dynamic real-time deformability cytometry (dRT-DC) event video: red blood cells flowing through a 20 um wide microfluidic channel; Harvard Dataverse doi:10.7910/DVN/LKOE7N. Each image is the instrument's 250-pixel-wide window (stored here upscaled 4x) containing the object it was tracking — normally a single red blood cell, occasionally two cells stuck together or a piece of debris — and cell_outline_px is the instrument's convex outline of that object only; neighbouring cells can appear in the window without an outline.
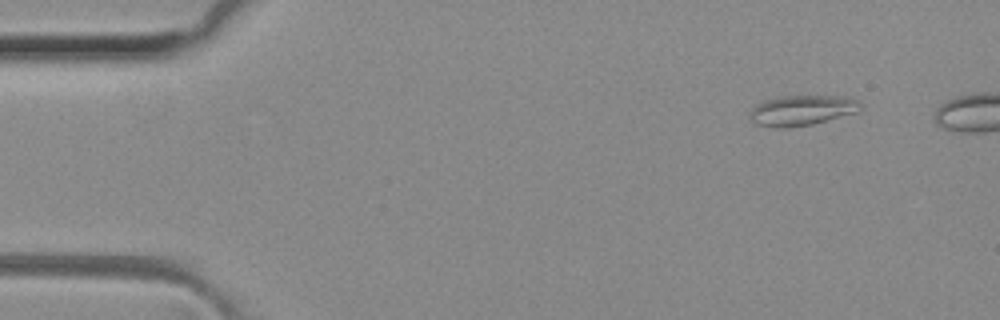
{"species": "common noctule bat (a hibernating species)", "species_latin": "Nyctalus noctula", "temperature_condition": "room temperature", "stored_images_in_passage": 40, "segment_of_instrument_passage": [1, 2], "camera_frame_rate_fps": 3000, "um_per_image_px": 0.085, "animal": {"sex": "female", "body_mass_g": 29.2, "forearm_length_mm": 56.3}, "frame": {"image": 1, "passage_image": 1, "time_ms": 0.0, "image_size_px": [1000, 320], "cell_outline_px": [[860, 112], [812, 124], [788, 128], [776, 128], [756, 124], [748, 120], [748, 112], [756, 104], [764, 100], [780, 96], [844, 96], [860, 100]], "centroid_in_image_um": [68.13, 9.38], "position_along_channel_um": 16.9, "area_um2": 19.94}}
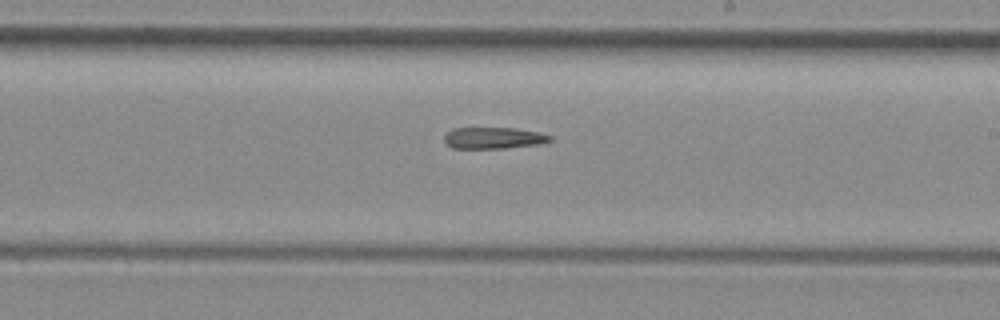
{"frame": {"image": 2, "passage_image": 25, "time_ms": 8.0, "image_size_px": [1000, 320], "cell_outline_px": [[552, 140], [536, 144], [504, 148], [452, 148], [444, 140], [444, 136], [452, 128], [516, 128], [536, 132], [552, 136]], "centroid_in_image_um": [41.92, 11.72], "position_along_channel_um": 247.1, "area_um2": 13.01}}
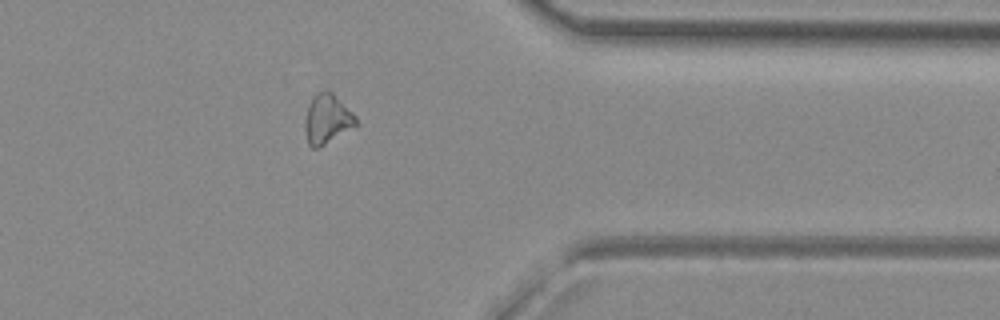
{"frame": {"image": 3, "passage_image": 36, "time_ms": 11.667, "image_size_px": [1000, 320], "cell_outline_px": [[356, 128], [316, 148], [312, 148], [308, 144], [304, 128], [304, 124], [308, 104], [312, 96], [320, 92], [332, 92], [356, 116]], "centroid_in_image_um": [27.8, 10.14], "position_along_channel_um": 383.6, "area_um2": 14.68}}